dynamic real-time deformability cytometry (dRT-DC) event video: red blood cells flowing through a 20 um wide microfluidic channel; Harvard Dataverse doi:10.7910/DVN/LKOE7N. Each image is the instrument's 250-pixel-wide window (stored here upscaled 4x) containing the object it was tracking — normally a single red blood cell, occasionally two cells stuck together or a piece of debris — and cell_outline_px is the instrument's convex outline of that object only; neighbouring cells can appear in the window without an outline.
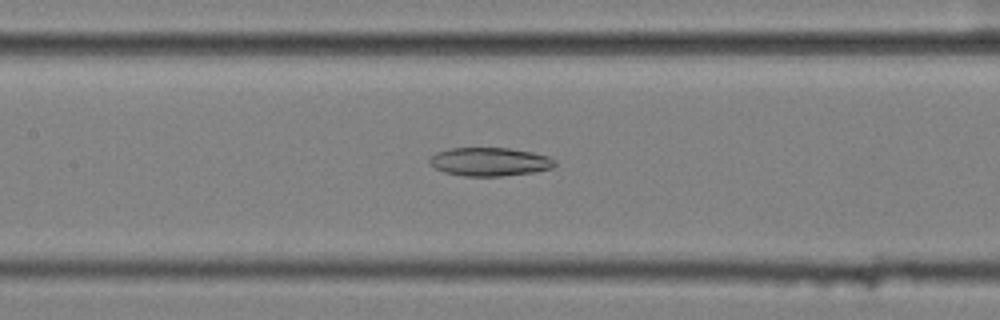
{"species": "common noctule bat (a hibernating species)", "species_latin": "Nyctalus noctula", "temperature_condition": "cold", "stored_images_in_passage": 57, "camera_frame_rate_fps": 3000, "um_per_image_px": 0.085, "animal": {"sex": "female", "body_mass_g": 25.1}, "frame": {"image": 1, "passage_image": 27, "time_ms": 8.667, "image_size_px": [1000, 320], "cell_outline_px": [[556, 164], [552, 168], [536, 172], [500, 176], [464, 176], [444, 172], [436, 168], [428, 160], [436, 152], [448, 148], [508, 148], [532, 152], [548, 156], [556, 160]], "centroid_in_image_um": [41.65, 13.75], "position_along_channel_um": 165.8, "area_um2": 20.81}}
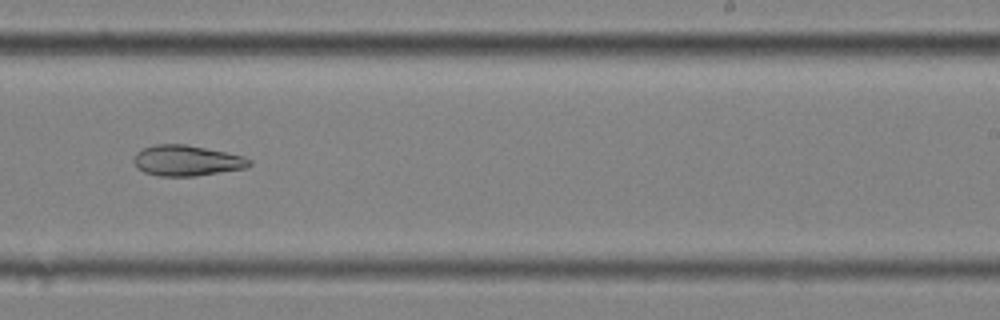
{"frame": {"image": 2, "passage_image": 36, "time_ms": 11.667, "image_size_px": [1000, 320], "cell_outline_px": [[252, 164], [244, 168], [196, 176], [160, 176], [144, 172], [136, 168], [132, 160], [136, 152], [140, 148], [156, 144], [184, 144], [244, 156], [252, 160]], "centroid_in_image_um": [15.82, 13.65], "position_along_channel_um": 273.2, "area_um2": 20.69}}
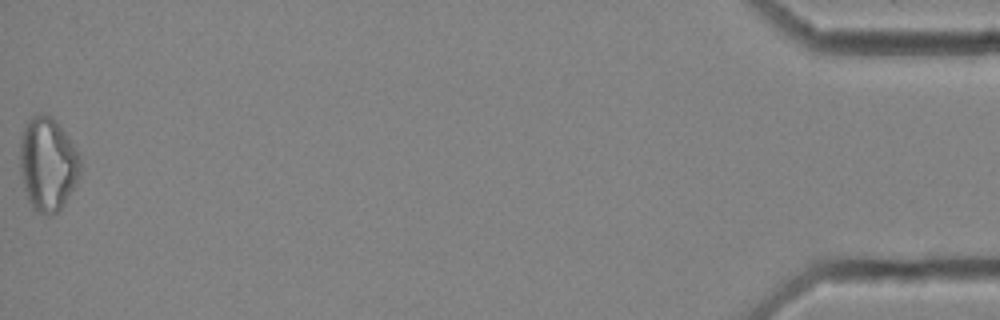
{"frame": {"image": 3, "passage_image": 57, "time_ms": 18.667, "image_size_px": [1000, 320], "cell_outline_px": [[84, 168], [80, 176], [64, 204], [52, 216], [48, 216], [36, 212], [32, 208], [28, 200], [24, 188], [20, 172], [20, 140], [24, 128], [28, 120], [36, 112], [40, 112], [52, 116], [56, 120], [80, 156]], "centroid_in_image_um": [4.06, 13.95], "position_along_channel_um": 431.1, "area_um2": 33.41}}